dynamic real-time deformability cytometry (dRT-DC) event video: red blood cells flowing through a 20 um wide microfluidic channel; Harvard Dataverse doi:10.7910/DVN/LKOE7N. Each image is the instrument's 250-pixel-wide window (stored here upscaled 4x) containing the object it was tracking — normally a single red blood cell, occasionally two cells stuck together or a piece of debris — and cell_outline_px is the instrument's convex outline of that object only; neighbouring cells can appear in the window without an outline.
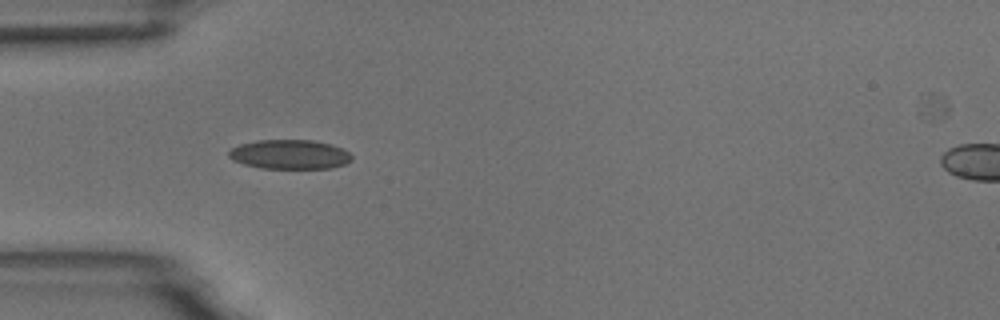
{"species": "common noctule bat (a hibernating species)", "species_latin": "Nyctalus noctula", "temperature_condition": "room temperature", "stored_images_in_passage": 2, "camera_frame_rate_fps": 3000, "um_per_image_px": 0.085, "animal": {"sex": "male", "body_mass_g": 18.8}, "frame": {"image": 1, "passage_image": 1, "time_ms": 0.0, "image_size_px": [1000, 320], "cell_outline_px": [[352, 160], [344, 164], [332, 168], [260, 168], [244, 164], [232, 160], [228, 156], [228, 152], [232, 148], [240, 144], [260, 140], [312, 140], [332, 144], [348, 152], [352, 156]], "centroid_in_image_um": [24.62, 13.12], "position_along_channel_um": 60.4, "area_um2": 20.98}}